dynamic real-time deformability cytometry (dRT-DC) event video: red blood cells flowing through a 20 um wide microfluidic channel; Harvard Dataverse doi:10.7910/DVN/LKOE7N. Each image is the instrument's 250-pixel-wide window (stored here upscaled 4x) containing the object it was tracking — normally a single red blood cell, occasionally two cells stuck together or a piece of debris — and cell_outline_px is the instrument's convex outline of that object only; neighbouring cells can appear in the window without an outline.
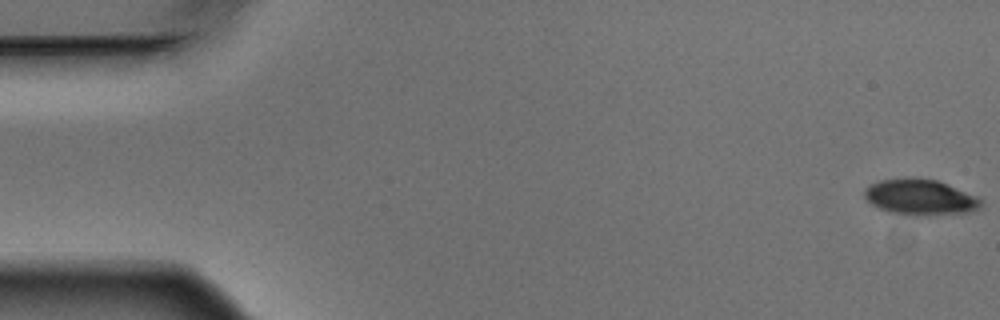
{"species": "Egyptian fruit bat (a non-hibernating species)", "species_latin": "Rousettus aegyptiacus", "temperature_condition": "warm", "stored_images_in_passage": 4, "camera_frame_rate_fps": 3000, "um_per_image_px": 0.085, "animal": {"sex": "male"}, "frame": {"image": 1, "passage_image": 1, "time_ms": 0.0, "image_size_px": [1000, 320], "cell_outline_px": [[980, 208], [972, 212], [916, 216], [912, 216], [888, 212], [872, 204], [864, 196], [864, 188], [880, 180], [936, 180], [976, 196], [980, 200]], "centroid_in_image_um": [78.21, 16.81], "position_along_channel_um": 6.8, "area_um2": 23.52}}
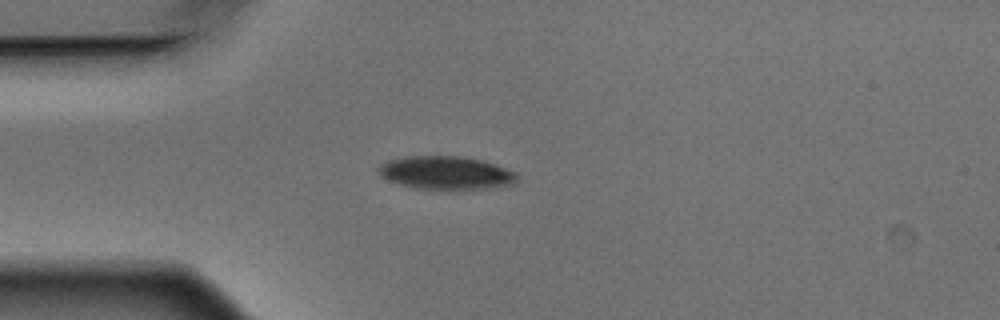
{"frame": {"image": 2, "passage_image": 4, "time_ms": 1.0, "image_size_px": [1000, 320], "cell_outline_px": [[516, 180], [512, 184], [484, 188], [416, 188], [400, 184], [388, 180], [380, 176], [376, 168], [380, 164], [388, 160], [404, 156], [464, 156], [496, 164], [516, 172]], "centroid_in_image_um": [37.85, 14.66], "position_along_channel_um": 47.2, "area_um2": 26.47}}